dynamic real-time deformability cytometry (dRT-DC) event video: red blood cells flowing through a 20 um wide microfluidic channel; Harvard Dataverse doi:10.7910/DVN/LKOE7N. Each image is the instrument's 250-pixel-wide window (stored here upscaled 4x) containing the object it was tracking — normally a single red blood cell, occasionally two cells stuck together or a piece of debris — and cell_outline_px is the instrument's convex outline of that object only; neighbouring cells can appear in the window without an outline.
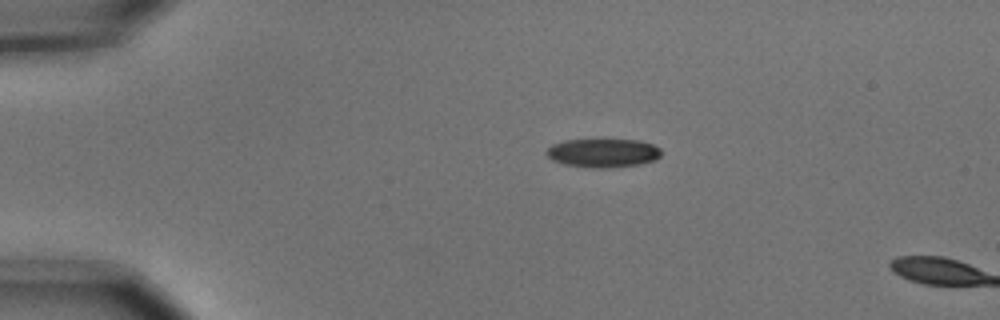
{"species": "common noctule bat (a hibernating species)", "species_latin": "Nyctalus noctula", "temperature_condition": "cold", "stored_images_in_passage": 2, "camera_frame_rate_fps": 3000, "um_per_image_px": 0.085, "animal": {"sex": "male", "body_mass_g": 15.6}, "frame": {"image": 1, "passage_image": 1, "time_ms": 0.0, "image_size_px": [1000, 320], "cell_outline_px": [[660, 156], [656, 160], [636, 164], [600, 168], [592, 168], [564, 164], [552, 160], [544, 152], [552, 144], [564, 140], [604, 136], [636, 140], [652, 144], [660, 148]], "centroid_in_image_um": [51.21, 12.93], "position_along_channel_um": 33.8, "area_um2": 20.0}}